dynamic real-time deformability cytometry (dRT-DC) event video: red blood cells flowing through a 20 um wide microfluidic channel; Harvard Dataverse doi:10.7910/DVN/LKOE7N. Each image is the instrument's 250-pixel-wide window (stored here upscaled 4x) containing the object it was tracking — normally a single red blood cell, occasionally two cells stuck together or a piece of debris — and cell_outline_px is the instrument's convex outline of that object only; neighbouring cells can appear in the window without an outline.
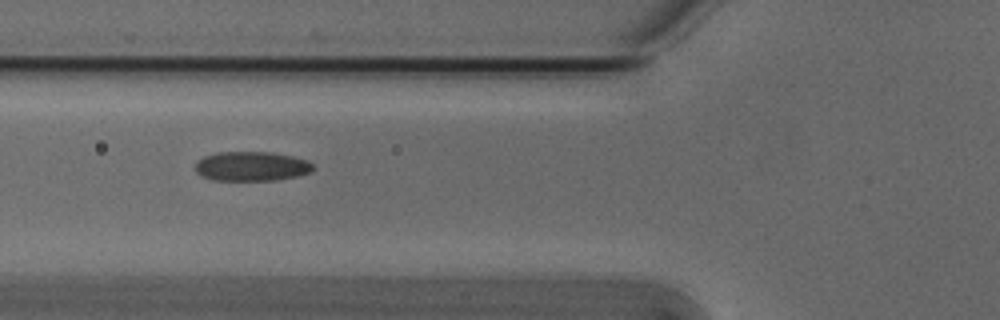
{"species": "Egyptian fruit bat (a non-hibernating species)", "species_latin": "Rousettus aegyptiacus", "temperature_condition": "cold", "stored_images_in_passage": 7, "camera_frame_rate_fps": 3000, "um_per_image_px": 0.085, "animal": {"sex": "male"}, "frame": {"image": 1, "passage_image": 5, "time_ms": 1.333, "image_size_px": [1000, 320], "cell_outline_px": [[316, 168], [312, 172], [296, 176], [276, 180], [212, 180], [200, 176], [196, 172], [196, 160], [204, 156], [216, 152], [272, 152], [292, 156], [308, 160]], "centroid_in_image_um": [21.38, 14.13], "position_along_channel_um": 104.4, "area_um2": 20.46}}
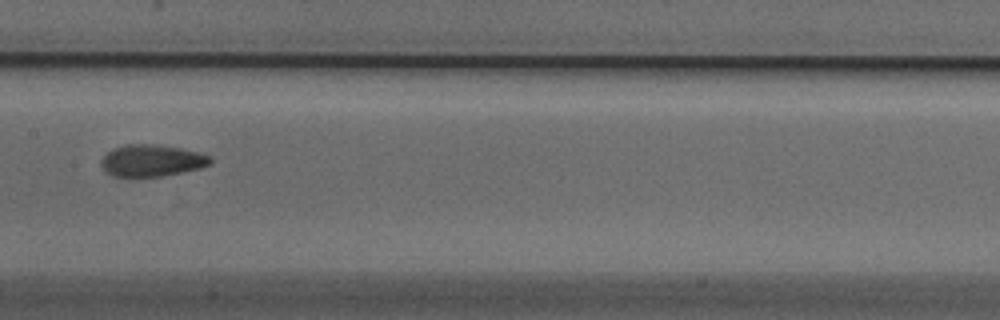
{"frame": {"image": 2, "passage_image": 7, "time_ms": 2.0, "image_size_px": [1000, 320], "cell_outline_px": [[212, 164], [200, 168], [160, 176], [112, 176], [104, 172], [100, 164], [100, 160], [108, 152], [124, 144], [152, 144], [180, 148], [212, 156]], "centroid_in_image_um": [12.88, 13.65], "position_along_channel_um": 194.5, "area_um2": 20.11}}